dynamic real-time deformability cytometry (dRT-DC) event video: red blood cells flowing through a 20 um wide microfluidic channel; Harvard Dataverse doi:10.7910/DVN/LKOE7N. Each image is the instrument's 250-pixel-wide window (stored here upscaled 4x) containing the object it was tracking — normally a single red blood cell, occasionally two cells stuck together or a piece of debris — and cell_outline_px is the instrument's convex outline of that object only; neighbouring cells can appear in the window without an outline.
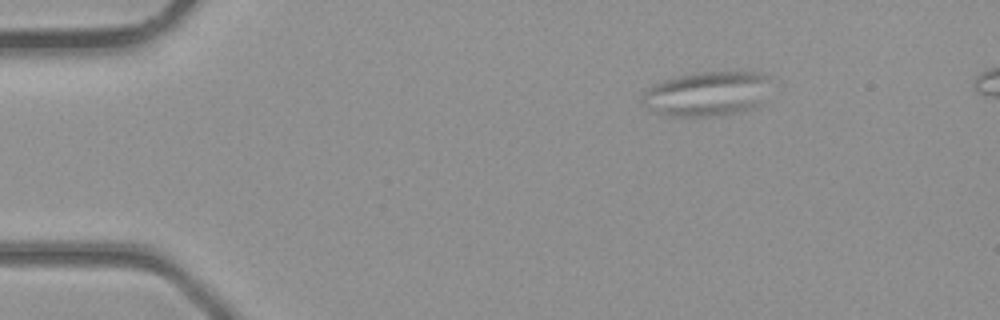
{"species": "common noctule bat (a hibernating species)", "species_latin": "Nyctalus noctula", "temperature_condition": "room temperature", "stored_images_in_passage": 11, "camera_frame_rate_fps": 3000, "um_per_image_px": 0.085, "animal": {"sex": "male", "body_mass_g": 23.1, "forearm_length_mm": 52.7}, "frame": {"image": 1, "passage_image": 4, "time_ms": 1.0, "image_size_px": [1000, 320], "cell_outline_px": [[768, 76], [760, 104], [756, 108], [736, 112], [712, 116], [672, 116], [656, 112], [648, 108], [644, 104], [644, 92], [652, 84], [664, 80], [680, 76], [704, 72], [760, 72]], "centroid_in_image_um": [60.06, 7.97], "position_along_channel_um": 24.9, "area_um2": 32.6}}